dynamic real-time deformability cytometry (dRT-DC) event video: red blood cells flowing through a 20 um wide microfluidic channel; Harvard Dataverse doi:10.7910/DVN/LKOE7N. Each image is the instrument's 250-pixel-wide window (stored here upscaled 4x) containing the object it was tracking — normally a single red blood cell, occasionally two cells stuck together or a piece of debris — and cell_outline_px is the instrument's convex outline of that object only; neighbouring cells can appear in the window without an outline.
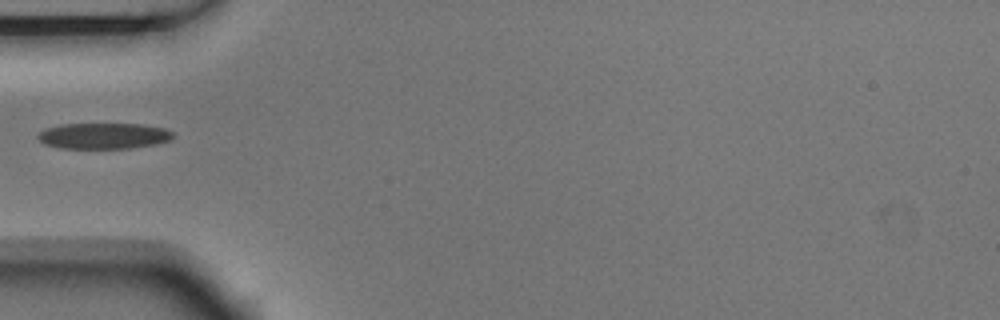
{"species": "Egyptian fruit bat (a non-hibernating species)", "species_latin": "Rousettus aegyptiacus", "temperature_condition": "room temperature", "stored_images_in_passage": 1, "camera_frame_rate_fps": 3000, "um_per_image_px": 0.085, "animal": {"sex": "male"}, "frame": {"image": 1, "passage_image": 1, "time_ms": 0.0, "image_size_px": [1000, 320], "cell_outline_px": [[172, 136], [168, 140], [156, 144], [128, 148], [60, 148], [44, 144], [36, 136], [40, 132], [48, 128], [60, 124], [144, 124], [164, 128], [172, 132]], "centroid_in_image_um": [8.79, 11.54], "position_along_channel_um": 76.2, "area_um2": 20.23}}